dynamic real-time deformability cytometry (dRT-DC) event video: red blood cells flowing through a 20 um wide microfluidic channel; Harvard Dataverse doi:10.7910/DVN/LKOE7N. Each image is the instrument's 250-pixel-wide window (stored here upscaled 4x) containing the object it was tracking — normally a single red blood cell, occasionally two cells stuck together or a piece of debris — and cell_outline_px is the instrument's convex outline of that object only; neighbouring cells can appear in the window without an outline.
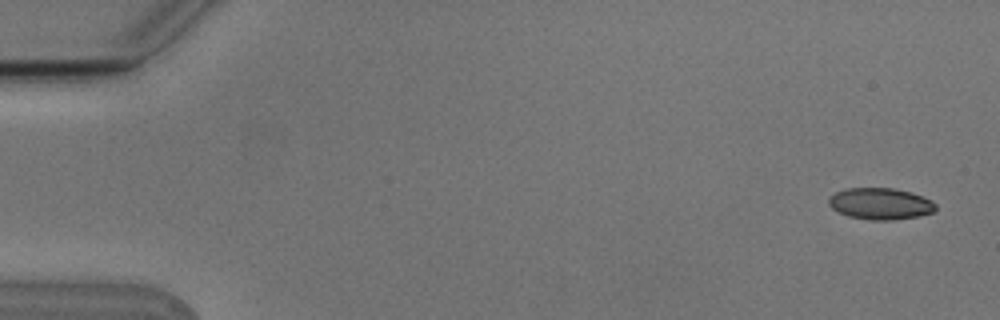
{"species": "Egyptian fruit bat (a non-hibernating species)", "species_latin": "Rousettus aegyptiacus", "temperature_condition": "cold", "stored_images_in_passage": 5, "camera_frame_rate_fps": 3000, "um_per_image_px": 0.085, "animal": {"sex": "male"}, "frame": {"image": 1, "passage_image": 1, "time_ms": 0.0, "image_size_px": [1000, 320], "cell_outline_px": [[936, 208], [932, 212], [920, 216], [892, 220], [872, 220], [848, 216], [832, 208], [828, 204], [828, 196], [844, 188], [892, 188], [912, 192], [932, 200], [936, 204]], "centroid_in_image_um": [74.83, 17.31], "position_along_channel_um": 10.2, "area_um2": 19.77}}
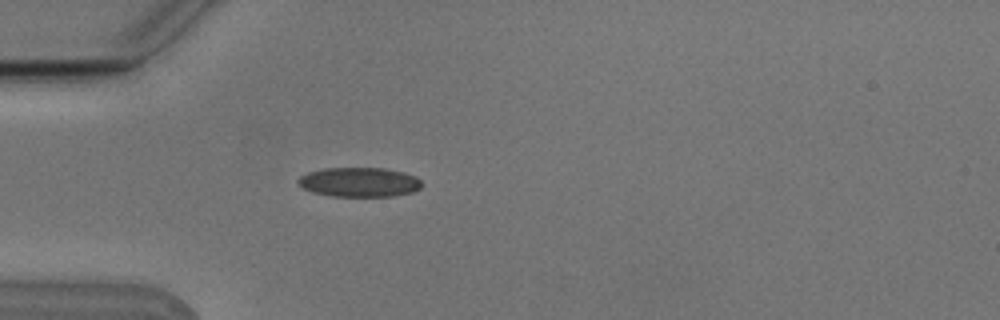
{"frame": {"image": 2, "passage_image": 5, "time_ms": 1.333, "image_size_px": [1000, 320], "cell_outline_px": [[424, 184], [420, 188], [412, 192], [392, 196], [332, 196], [312, 192], [304, 188], [296, 180], [300, 176], [308, 172], [324, 168], [384, 168], [404, 172], [416, 176]], "centroid_in_image_um": [30.56, 15.47], "position_along_channel_um": 54.4, "area_um2": 21.27}}